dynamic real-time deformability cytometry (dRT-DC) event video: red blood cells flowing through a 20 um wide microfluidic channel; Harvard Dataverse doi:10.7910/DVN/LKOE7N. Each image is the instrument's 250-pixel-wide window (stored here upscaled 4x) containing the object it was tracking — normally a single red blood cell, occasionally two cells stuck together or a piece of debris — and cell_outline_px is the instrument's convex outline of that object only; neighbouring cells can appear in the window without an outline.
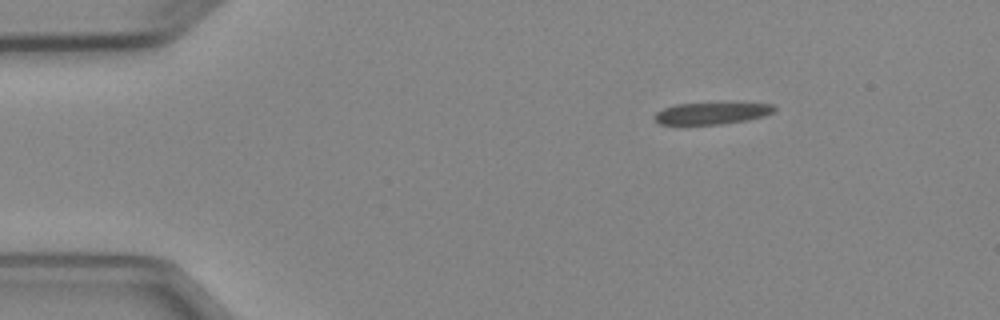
{"species": "Egyptian fruit bat (a non-hibernating species)", "species_latin": "Rousettus aegyptiacus", "temperature_condition": "cold", "stored_images_in_passage": 4, "segment_of_instrument_passage": [2, 2], "camera_frame_rate_fps": 3000, "um_per_image_px": 0.085, "animal": {"sex": "female"}, "frame": {"image": 1, "passage_image": 4, "time_ms": 4.333, "image_size_px": [1000, 320], "cell_outline_px": [[776, 112], [764, 116], [748, 120], [720, 124], [660, 124], [652, 116], [656, 112], [664, 108], [676, 104], [776, 104]], "centroid_in_image_um": [60.52, 9.64], "position_along_channel_um": 24.5, "area_um2": 14.91}}